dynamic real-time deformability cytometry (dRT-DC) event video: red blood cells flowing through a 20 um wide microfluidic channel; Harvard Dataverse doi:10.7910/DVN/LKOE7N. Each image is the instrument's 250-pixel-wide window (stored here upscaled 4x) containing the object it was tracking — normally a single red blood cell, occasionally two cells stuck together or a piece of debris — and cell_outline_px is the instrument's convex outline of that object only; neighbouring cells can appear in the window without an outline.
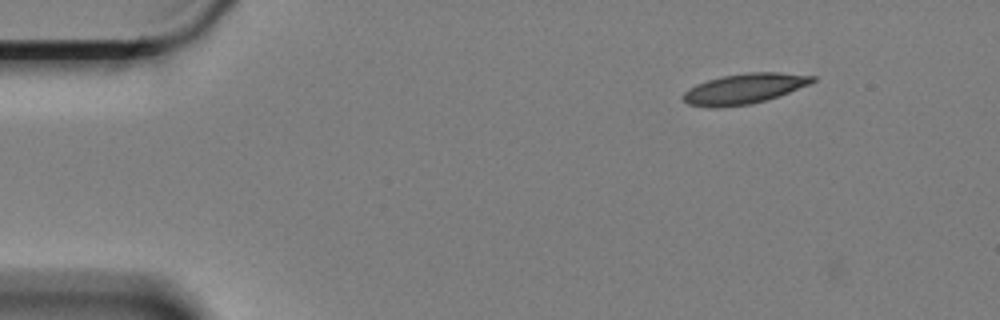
{"species": "Egyptian fruit bat (a non-hibernating species)", "species_latin": "Rousettus aegyptiacus", "temperature_condition": "cold", "stored_images_in_passage": 53, "camera_frame_rate_fps": 3000, "um_per_image_px": 0.085, "animal": {"sex": "female"}, "frame": {"image": 1, "passage_image": 1, "time_ms": 0.0, "image_size_px": [1000, 320], "cell_outline_px": [[816, 80], [812, 84], [780, 96], [748, 104], [716, 108], [708, 108], [688, 104], [680, 96], [688, 88], [696, 84], [708, 80], [724, 76], [748, 72], [780, 72], [816, 76]], "centroid_in_image_um": [63.28, 7.54], "position_along_channel_um": 21.7, "area_um2": 23.0}}
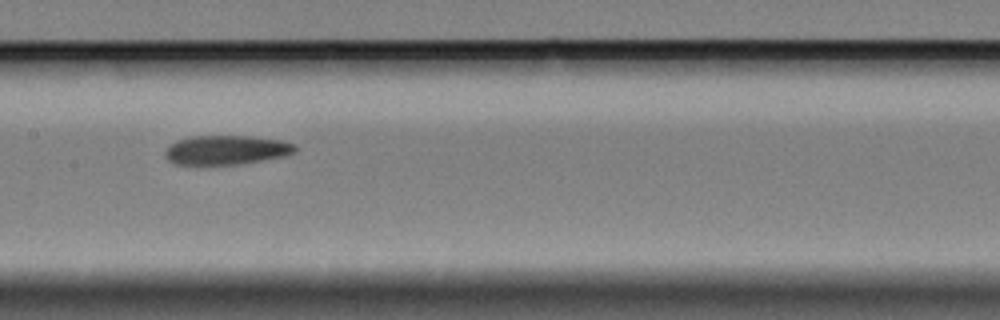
{"frame": {"image": 2, "passage_image": 23, "time_ms": 7.333, "image_size_px": [1000, 320], "cell_outline_px": [[296, 152], [284, 156], [236, 164], [176, 164], [168, 160], [164, 156], [164, 152], [168, 144], [176, 140], [192, 136], [252, 136], [280, 140], [296, 144]], "centroid_in_image_um": [19.2, 12.73], "position_along_channel_um": 188.2, "area_um2": 22.14}}
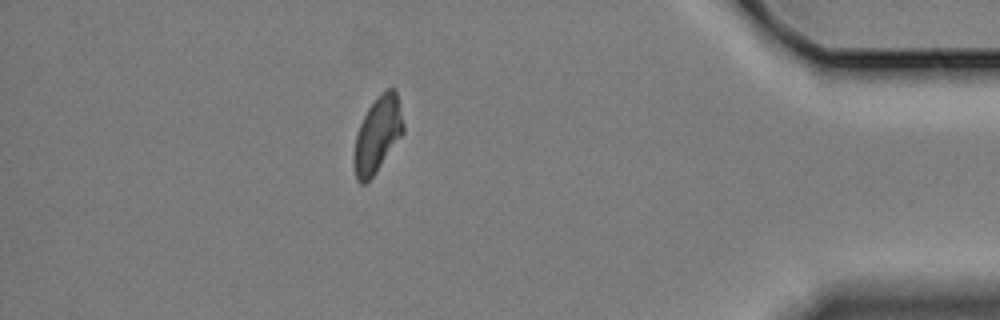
{"frame": {"image": 3, "passage_image": 46, "time_ms": 15.0, "image_size_px": [1000, 320], "cell_outline_px": [[404, 132], [376, 172], [364, 184], [360, 184], [356, 180], [356, 136], [360, 124], [368, 108], [388, 88], [396, 88], [404, 124]], "centroid_in_image_um": [32.14, 11.42], "position_along_channel_um": 403.1, "area_um2": 20.92}, "authors_computed_cell_mechanics": {"area_um2": 22.8888, "velocity_mm_per_s": 3.335, "shape_relaxation_time_tau1_ms": null, "shape_relaxation_time_tau2_ms": 7.9383, "deformation_change_tau1": null, "deformation_change_tau2": 0.1401}}